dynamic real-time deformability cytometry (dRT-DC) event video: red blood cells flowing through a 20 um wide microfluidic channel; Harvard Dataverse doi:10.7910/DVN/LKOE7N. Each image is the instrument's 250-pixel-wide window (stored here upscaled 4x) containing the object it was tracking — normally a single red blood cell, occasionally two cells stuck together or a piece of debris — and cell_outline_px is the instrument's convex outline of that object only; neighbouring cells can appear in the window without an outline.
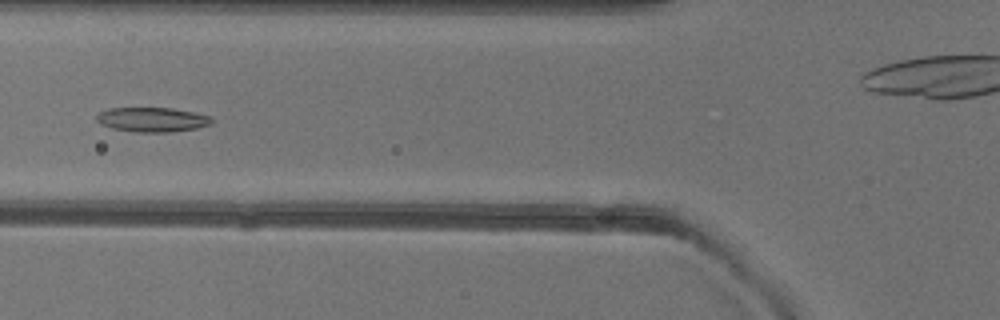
{"species": "common noctule bat (a hibernating species)", "species_latin": "Nyctalus noctula", "temperature_condition": "warm", "stored_images_in_passage": 38, "camera_frame_rate_fps": 3000, "um_per_image_px": 0.085, "animal": {"sex": "female"}, "frame": {"image": 1, "passage_image": 18, "time_ms": 5.667, "image_size_px": [1000, 320], "cell_outline_px": [[212, 124], [196, 128], [168, 132], [136, 132], [112, 128], [100, 124], [96, 120], [96, 116], [100, 112], [108, 108], [172, 108], [212, 116]], "centroid_in_image_um": [12.93, 10.16], "position_along_channel_um": 112.9, "area_um2": 16.42}}
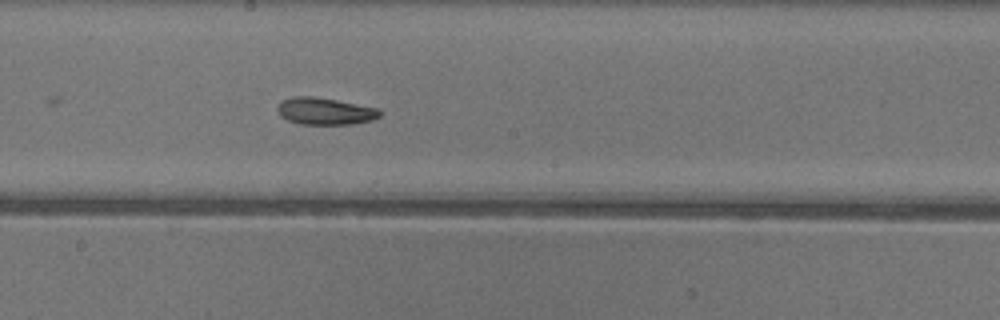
{"frame": {"image": 2, "passage_image": 26, "time_ms": 8.333, "image_size_px": [1000, 320], "cell_outline_px": [[384, 112], [380, 116], [372, 120], [352, 124], [300, 124], [288, 120], [280, 116], [276, 112], [276, 108], [280, 100], [296, 96], [312, 96], [336, 100], [380, 108]], "centroid_in_image_um": [27.62, 9.45], "position_along_channel_um": 220.6, "area_um2": 16.36}}
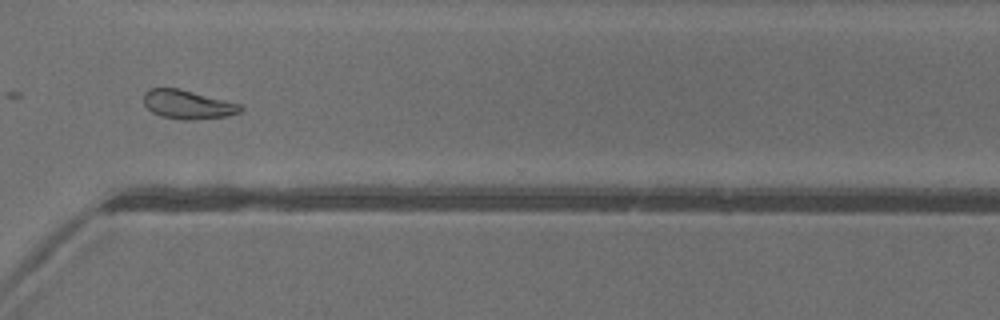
{"frame": {"image": 3, "passage_image": 36, "time_ms": 11.667, "image_size_px": [1000, 320], "cell_outline_px": [[244, 108], [240, 112], [228, 116], [192, 120], [180, 120], [160, 116], [152, 112], [144, 104], [144, 92], [148, 88], [180, 88], [240, 104]], "centroid_in_image_um": [15.94, 8.88], "position_along_channel_um": 354.7, "area_um2": 16.42}, "authors_computed_cell_mechanics": {"area_um2": 16.5019, "velocity_mm_per_s": 4.0366, "shape_relaxation_time_tau1_ms": null, "shape_relaxation_time_tau2_ms": 7.5418, "deformation_change_tau1": null, "deformation_change_tau2": 0.1362}}